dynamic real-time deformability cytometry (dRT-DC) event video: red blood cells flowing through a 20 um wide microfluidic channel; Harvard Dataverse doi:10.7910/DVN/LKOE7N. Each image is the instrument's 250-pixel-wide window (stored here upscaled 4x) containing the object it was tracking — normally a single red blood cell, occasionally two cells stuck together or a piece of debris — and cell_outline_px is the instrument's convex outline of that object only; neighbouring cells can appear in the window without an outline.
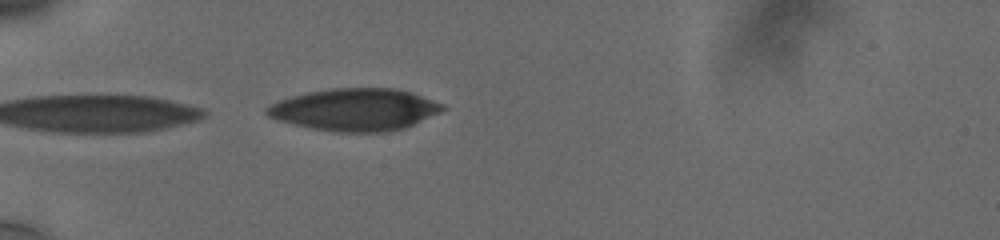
{"species": "human", "species_latin": "Homo sapiens", "temperature_condition": "cold", "stored_images_in_passage": 8, "camera_frame_rate_fps": 3000, "um_per_image_px": 0.085, "donor": {"sex": "male"}, "frame": {"image": 1, "passage_image": 1, "time_ms": 0.0, "image_size_px": [1000, 240], "cell_outline_px": [[448, 108], [440, 112], [404, 128], [388, 132], [340, 132], [316, 128], [296, 124], [280, 120], [268, 116], [264, 112], [264, 108], [280, 100], [292, 96], [308, 92], [332, 88], [396, 88], [412, 92], [444, 104]], "centroid_in_image_um": [30.22, 9.3], "position_along_channel_um": 54.8, "area_um2": 42.95}}
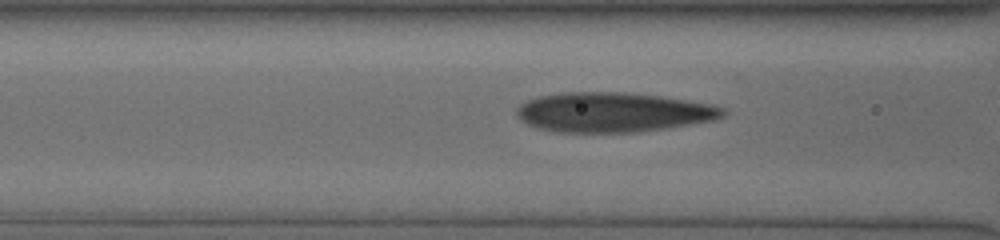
{"frame": {"image": 2, "passage_image": 5, "time_ms": 1.0, "image_size_px": [1000, 240], "cell_outline_px": [[728, 112], [724, 116], [712, 120], [664, 128], [636, 132], [556, 132], [540, 128], [528, 124], [516, 112], [516, 108], [520, 104], [528, 100], [540, 96], [560, 92], [620, 92], [660, 96], [712, 104], [724, 108]], "centroid_in_image_um": [52.12, 9.53], "position_along_channel_um": 114.5, "area_um2": 47.28}}